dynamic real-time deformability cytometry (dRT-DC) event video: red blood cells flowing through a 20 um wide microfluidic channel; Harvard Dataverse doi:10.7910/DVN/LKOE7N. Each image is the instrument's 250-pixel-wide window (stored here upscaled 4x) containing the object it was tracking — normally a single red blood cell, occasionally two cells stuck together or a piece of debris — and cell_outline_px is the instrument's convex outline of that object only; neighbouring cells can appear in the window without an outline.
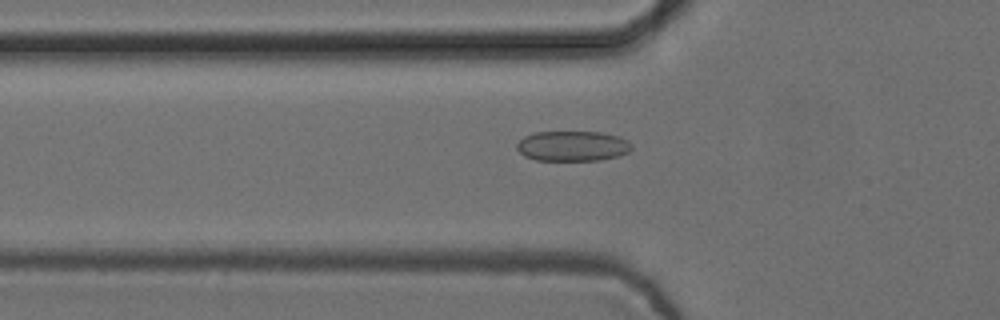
{"species": "common noctule bat (a hibernating species)", "species_latin": "Nyctalus noctula", "temperature_condition": "cold", "stored_images_in_passage": 49, "camera_frame_rate_fps": 3000, "um_per_image_px": 0.085, "animal": {"sex": "female", "body_mass_g": 24.6, "forearm_length_mm": 56.2}, "frame": {"image": 1, "passage_image": 13, "time_ms": 4.0, "image_size_px": [1000, 320], "cell_outline_px": [[632, 148], [628, 152], [620, 156], [600, 160], [536, 160], [524, 156], [516, 148], [516, 144], [524, 136], [536, 132], [600, 132], [620, 136], [628, 140], [632, 144]], "centroid_in_image_um": [48.69, 12.41], "position_along_channel_um": 77.1, "area_um2": 20.35}}
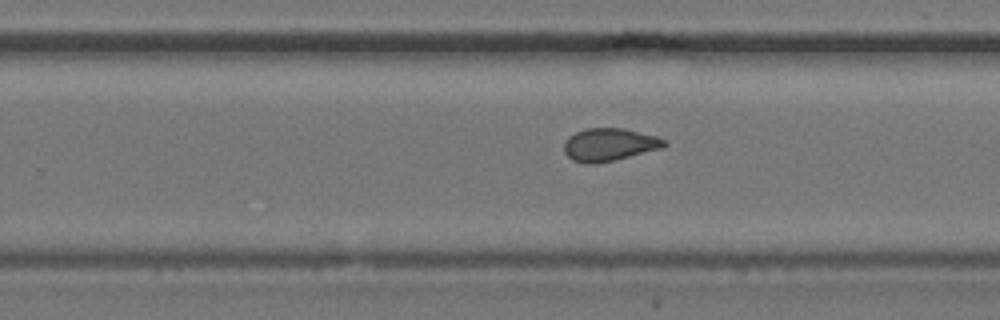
{"frame": {"image": 2, "passage_image": 29, "time_ms": 9.333, "image_size_px": [1000, 320], "cell_outline_px": [[668, 144], [664, 148], [616, 160], [596, 164], [584, 164], [572, 160], [564, 152], [564, 140], [568, 136], [584, 128], [624, 128], [656, 136], [664, 140]], "centroid_in_image_um": [51.78, 12.3], "position_along_channel_um": 278.0, "area_um2": 19.48}}
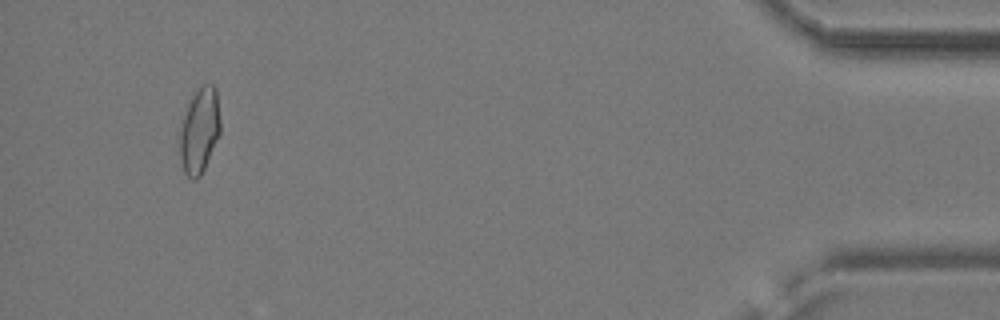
{"frame": {"image": 3, "passage_image": 46, "time_ms": 15.0, "image_size_px": [1000, 320], "cell_outline_px": [[220, 136], [200, 176], [196, 180], [192, 180], [184, 172], [180, 156], [176, 132], [188, 104], [192, 96], [204, 84], [212, 84], [216, 88], [220, 120]], "centroid_in_image_um": [16.92, 11.12], "position_along_channel_um": 418.3, "area_um2": 20.69}, "authors_computed_cell_mechanics": {"area_um2": 19.4208, "velocity_mm_per_s": 3.7581, "shape_relaxation_time_tau1_ms": null, "shape_relaxation_time_tau2_ms": 1.7773, "deformation_change_tau1": null, "deformation_change_tau2": 0.0768}}